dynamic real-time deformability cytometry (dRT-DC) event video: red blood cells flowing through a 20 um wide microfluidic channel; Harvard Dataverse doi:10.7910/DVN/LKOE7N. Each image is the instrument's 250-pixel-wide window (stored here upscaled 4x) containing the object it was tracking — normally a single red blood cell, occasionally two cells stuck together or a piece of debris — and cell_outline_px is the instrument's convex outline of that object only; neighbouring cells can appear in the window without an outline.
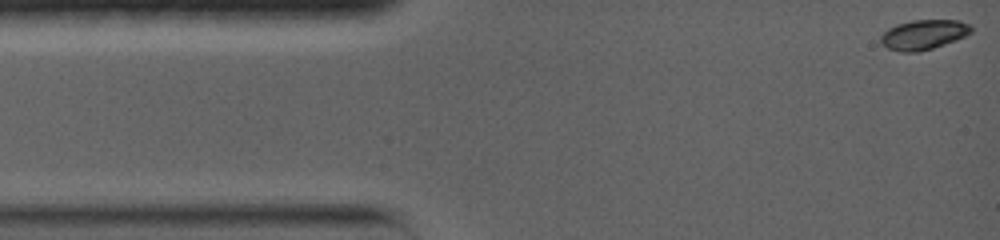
{"species": "common noctule bat (a hibernating species)", "species_latin": "Nyctalus noctula", "temperature_condition": "warm", "stored_images_in_passage": 32, "camera_frame_rate_fps": 5000, "um_per_image_px": 0.085, "animal": {"sex": "female", "body_mass_g": 19.0, "forearm_length_mm": 56.7}, "frame": {"image": 1, "passage_image": 1, "time_ms": 0.0, "image_size_px": [1000, 240], "cell_outline_px": [[972, 32], [964, 36], [944, 44], [932, 48], [916, 52], [900, 52], [888, 48], [880, 44], [880, 36], [888, 28], [896, 24], [912, 20], [960, 20], [972, 24]], "centroid_in_image_um": [78.49, 2.93], "position_along_channel_um": 6.5, "area_um2": 15.78}}
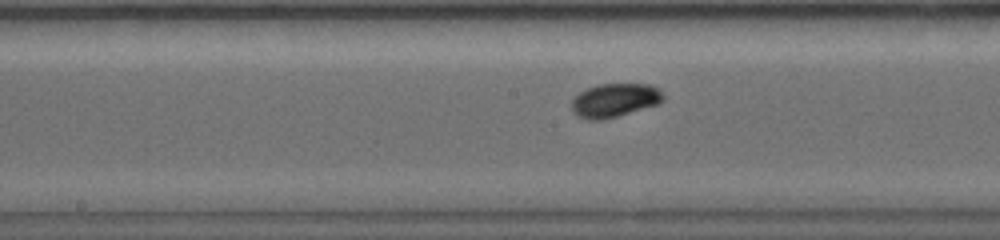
{"frame": {"image": 2, "passage_image": 18, "time_ms": 7.2, "image_size_px": [1000, 240], "cell_outline_px": [[664, 100], [660, 104], [604, 120], [588, 120], [576, 116], [572, 112], [572, 100], [580, 92], [596, 84], [648, 84], [656, 88], [664, 96]], "centroid_in_image_um": [52.23, 8.54], "position_along_channel_um": 196.0, "area_um2": 18.09}}
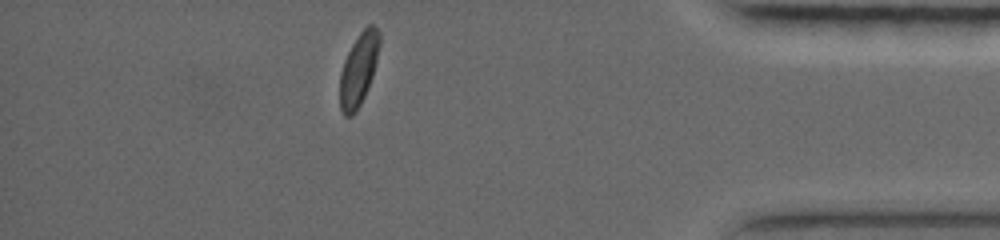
{"frame": {"image": 3, "passage_image": 32, "time_ms": 13.8, "image_size_px": [1000, 240], "cell_outline_px": [[380, 44], [372, 76], [364, 96], [356, 112], [352, 116], [344, 116], [340, 108], [340, 72], [344, 60], [352, 44], [360, 32], [368, 24], [372, 24], [380, 32]], "centroid_in_image_um": [30.47, 5.9], "position_along_channel_um": 404.7, "area_um2": 16.65}, "authors_computed_cell_mechanics": {"area_um2": 17.1088, "velocity_mm_per_s": 3.7434, "shape_relaxation_time_tau1_ms": 2.3412, "shape_relaxation_time_tau2_ms": null, "deformation_change_tau1": 0.1156, "deformation_change_tau2": null}}